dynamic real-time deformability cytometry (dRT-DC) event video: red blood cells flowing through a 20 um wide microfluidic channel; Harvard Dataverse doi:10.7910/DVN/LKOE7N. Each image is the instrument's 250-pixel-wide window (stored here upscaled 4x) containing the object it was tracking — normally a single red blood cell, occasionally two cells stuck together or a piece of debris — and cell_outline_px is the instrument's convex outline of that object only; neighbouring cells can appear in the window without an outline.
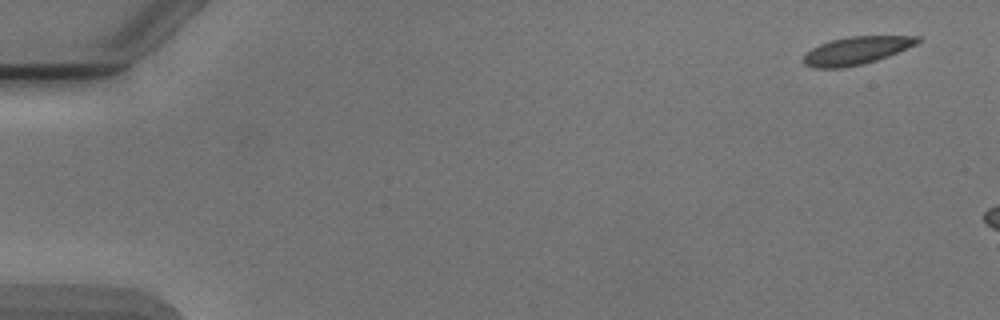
{"species": "Egyptian fruit bat (a non-hibernating species)", "species_latin": "Rousettus aegyptiacus", "temperature_condition": "cold", "stored_images_in_passage": 3, "camera_frame_rate_fps": 3000, "um_per_image_px": 0.085, "animal": {"sex": "male"}, "frame": {"image": 1, "passage_image": 1, "time_ms": 0.0, "image_size_px": [1000, 320], "cell_outline_px": [[924, 40], [908, 48], [888, 56], [864, 64], [840, 68], [816, 68], [804, 64], [804, 56], [812, 48], [820, 44], [832, 40], [848, 36], [920, 36]], "centroid_in_image_um": [72.84, 4.29], "position_along_channel_um": 12.2, "area_um2": 18.44}}